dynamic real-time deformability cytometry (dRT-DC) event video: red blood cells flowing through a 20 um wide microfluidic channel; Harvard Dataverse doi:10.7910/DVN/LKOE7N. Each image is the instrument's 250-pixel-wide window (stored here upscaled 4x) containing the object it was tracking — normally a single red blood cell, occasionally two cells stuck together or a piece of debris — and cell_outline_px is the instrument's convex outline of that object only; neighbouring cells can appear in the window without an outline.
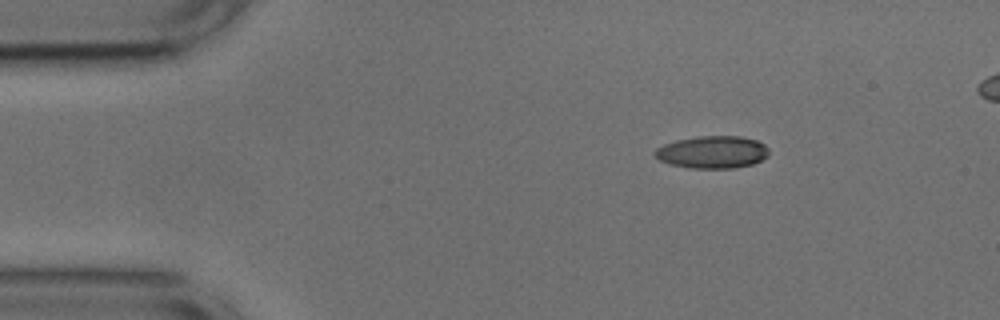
{"species": "common noctule bat (a hibernating species)", "species_latin": "Nyctalus noctula", "temperature_condition": "cold", "stored_images_in_passage": 45, "camera_frame_rate_fps": 3000, "um_per_image_px": 0.085, "animal": {"sex": "male", "body_mass_g": 17.9, "forearm_length_mm": 54.2}, "frame": {"image": 1, "passage_image": 1, "time_ms": 0.0, "image_size_px": [1000, 320], "cell_outline_px": [[768, 156], [752, 164], [732, 168], [688, 168], [672, 164], [660, 160], [652, 152], [656, 148], [664, 144], [676, 140], [700, 136], [740, 136], [756, 140], [764, 144], [768, 148]], "centroid_in_image_um": [60.55, 12.92], "position_along_channel_um": 24.5, "area_um2": 21.44}}
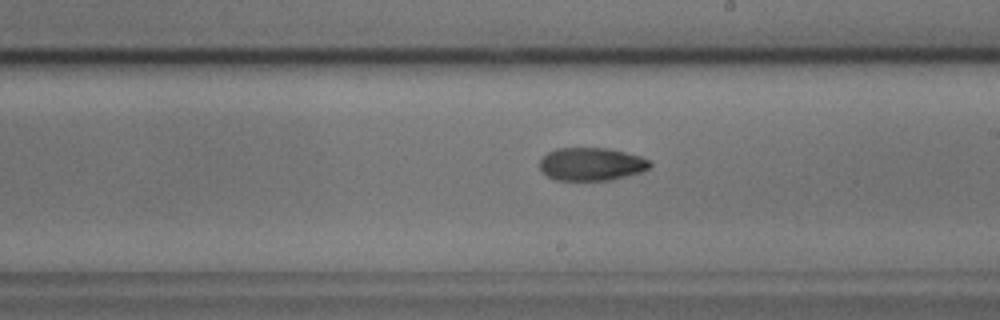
{"frame": {"image": 2, "passage_image": 23, "time_ms": 7.333, "image_size_px": [1000, 320], "cell_outline_px": [[652, 164], [648, 168], [640, 172], [612, 180], [556, 180], [548, 176], [540, 168], [540, 160], [548, 152], [556, 148], [608, 148], [640, 156], [652, 160]], "centroid_in_image_um": [50.29, 13.94], "position_along_channel_um": 238.7, "area_um2": 21.15}}
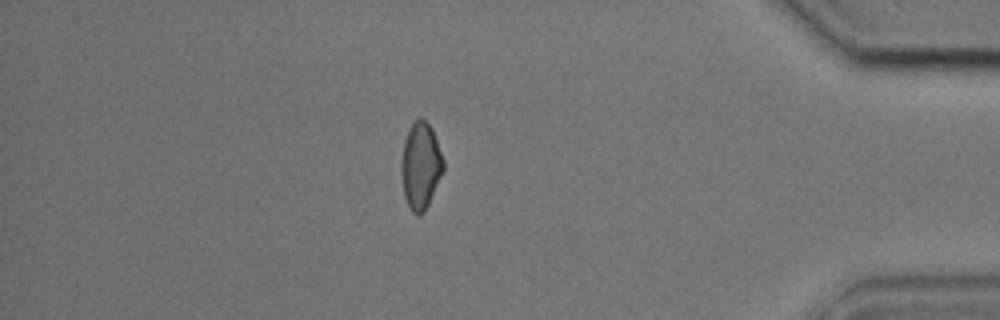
{"frame": {"image": 3, "passage_image": 39, "time_ms": 12.667, "image_size_px": [1000, 320], "cell_outline_px": [[444, 168], [428, 204], [424, 212], [416, 216], [412, 212], [404, 196], [400, 172], [400, 164], [404, 140], [412, 124], [420, 116], [432, 128], [444, 160]], "centroid_in_image_um": [35.73, 14.09], "position_along_channel_um": 399.5, "area_um2": 21.15}, "authors_computed_cell_mechanics": {"area_um2": 21.2126, "velocity_mm_per_s": 3.748, "shape_relaxation_time_tau1_ms": 8.189, "shape_relaxation_time_tau2_ms": 3.8608, "deformation_change_tau1": 0.198, "deformation_change_tau2": 0.0956}}